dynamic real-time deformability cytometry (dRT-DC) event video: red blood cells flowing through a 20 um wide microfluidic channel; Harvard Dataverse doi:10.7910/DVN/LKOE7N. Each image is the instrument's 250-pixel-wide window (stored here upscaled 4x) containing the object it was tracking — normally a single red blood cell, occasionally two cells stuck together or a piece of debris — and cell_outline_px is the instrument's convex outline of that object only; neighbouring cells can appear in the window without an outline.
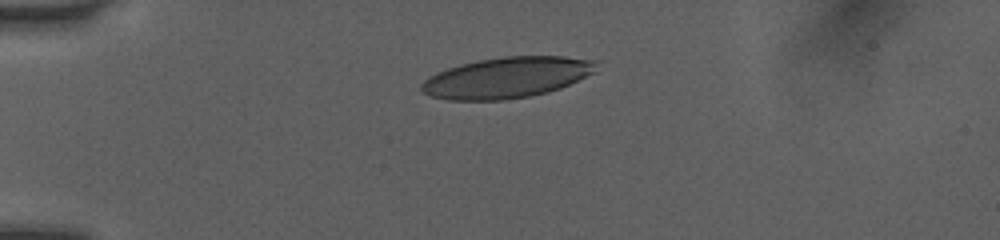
{"species": "human", "species_latin": "Homo sapiens", "temperature_condition": "room temperature", "stored_images_in_passage": 39, "camera_frame_rate_fps": 3000, "um_per_image_px": 0.085, "donor": {"sex": "female"}, "frame": {"image": 1, "passage_image": 1, "time_ms": 0.0, "image_size_px": [1000, 240], "cell_outline_px": [[600, 60], [596, 72], [560, 88], [548, 92], [528, 96], [504, 100], [448, 100], [432, 96], [424, 92], [420, 88], [420, 84], [428, 76], [436, 72], [460, 64], [480, 60], [504, 56], [564, 56]], "centroid_in_image_um": [43.12, 6.58], "position_along_channel_um": 41.9, "area_um2": 41.85}}
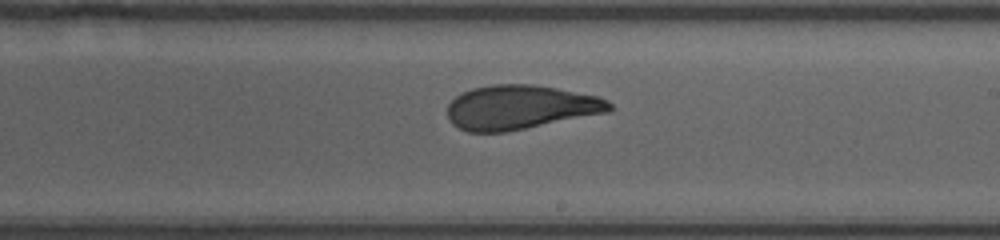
{"frame": {"image": 2, "passage_image": 19, "time_ms": 6.0, "image_size_px": [1000, 240], "cell_outline_px": [[612, 108], [608, 112], [504, 132], [468, 132], [452, 124], [448, 120], [448, 104], [460, 92], [472, 88], [492, 84], [532, 84], [556, 88], [596, 96], [608, 100], [612, 104]], "centroid_in_image_um": [44.18, 9.11], "position_along_channel_um": 244.8, "area_um2": 41.56}}
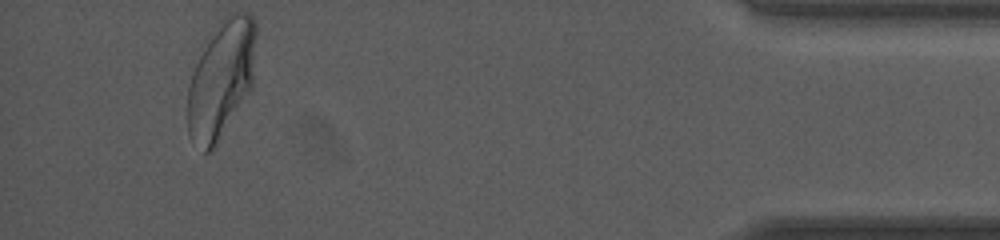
{"frame": {"image": 3, "passage_image": 36, "time_ms": 11.667, "image_size_px": [1000, 240], "cell_outline_px": [[256, 36], [252, 88], [212, 148], [208, 152], [204, 152], [188, 136], [188, 68], [220, 20], [228, 12], [248, 12], [256, 20]], "centroid_in_image_um": [18.77, 6.62], "position_along_channel_um": 416.4, "area_um2": 47.51}, "authors_computed_cell_mechanics": {"area_um2": 42.483, "velocity_mm_per_s": 4.0507, "shape_relaxation_time_tau1_ms": 5.4586, "shape_relaxation_time_tau2_ms": 1.3393, "deformation_change_tau1": 0.2057, "deformation_change_tau2": 0.0941}}